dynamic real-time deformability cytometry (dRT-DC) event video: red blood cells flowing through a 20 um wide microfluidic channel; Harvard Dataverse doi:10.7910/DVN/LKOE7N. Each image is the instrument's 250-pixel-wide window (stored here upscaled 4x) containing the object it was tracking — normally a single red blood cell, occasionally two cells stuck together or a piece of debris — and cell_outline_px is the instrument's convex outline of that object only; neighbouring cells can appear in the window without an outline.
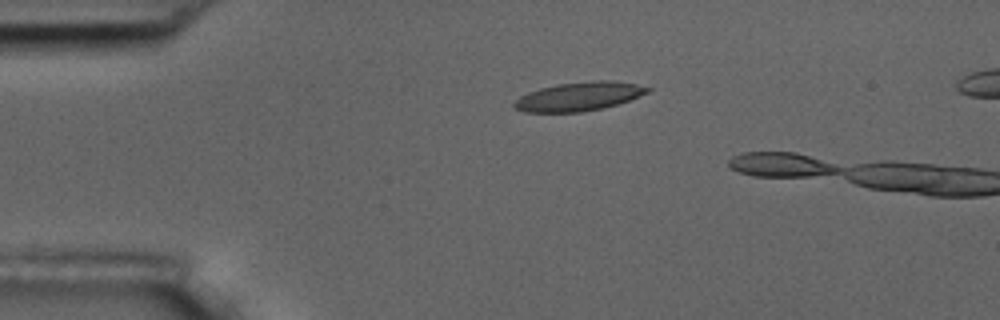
{"species": "common noctule bat (a hibernating species)", "species_latin": "Nyctalus noctula", "temperature_condition": "room temperature", "stored_images_in_passage": 2, "camera_frame_rate_fps": 3000, "um_per_image_px": 0.085, "animal": {"sex": "male", "body_mass_g": 17.5, "forearm_length_mm": 52.3}, "frame": {"image": 1, "passage_image": 1, "time_ms": 0.0, "image_size_px": [1000, 320], "cell_outline_px": [[652, 88], [648, 92], [628, 100], [604, 108], [580, 112], [524, 112], [512, 108], [512, 104], [520, 96], [528, 92], [540, 88], [556, 84], [592, 80], [612, 80], [636, 84]], "centroid_in_image_um": [49.17, 8.19], "position_along_channel_um": 35.8, "area_um2": 22.43}}